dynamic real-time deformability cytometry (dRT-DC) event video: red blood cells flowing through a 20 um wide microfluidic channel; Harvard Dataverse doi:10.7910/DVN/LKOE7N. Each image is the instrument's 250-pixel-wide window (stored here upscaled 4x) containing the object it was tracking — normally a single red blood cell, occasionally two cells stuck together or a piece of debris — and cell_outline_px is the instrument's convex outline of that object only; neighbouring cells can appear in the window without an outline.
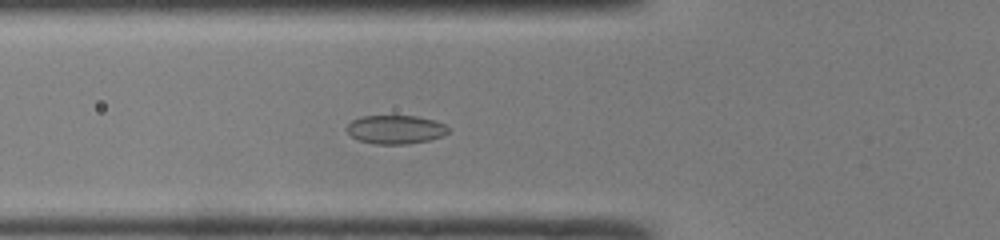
{"species": "common noctule bat (a hibernating species)", "species_latin": "Nyctalus noctula", "temperature_condition": "room temperature", "stored_images_in_passage": 33, "camera_frame_rate_fps": 3000, "um_per_image_px": 0.085, "animal": {"sex": "male", "body_mass_g": 19.0, "forearm_length_mm": 50.8}, "frame": {"image": 1, "passage_image": 2, "time_ms": 0.333, "image_size_px": [1000, 240], "cell_outline_px": [[448, 132], [440, 136], [428, 140], [408, 144], [376, 144], [360, 140], [352, 136], [344, 128], [352, 120], [360, 116], [416, 116], [432, 120], [444, 124], [448, 128]], "centroid_in_image_um": [33.57, 11.0], "position_along_channel_um": 92.2, "area_um2": 16.76}}
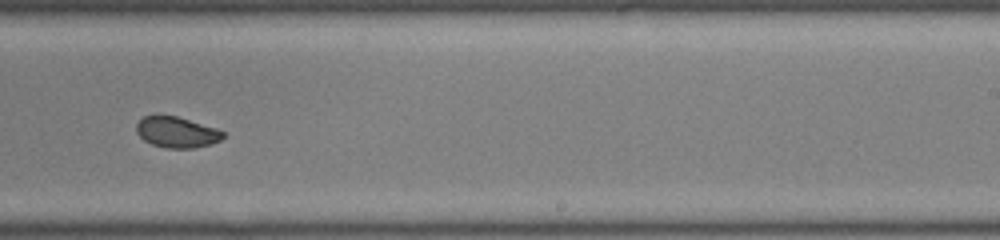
{"frame": {"image": 2, "passage_image": 15, "time_ms": 4.667, "image_size_px": [1000, 240], "cell_outline_px": [[224, 136], [220, 140], [212, 144], [192, 148], [164, 148], [152, 144], [144, 140], [136, 132], [136, 124], [144, 116], [156, 112], [176, 116], [216, 128], [224, 132]], "centroid_in_image_um": [14.97, 11.21], "position_along_channel_um": 274.0, "area_um2": 15.9}}
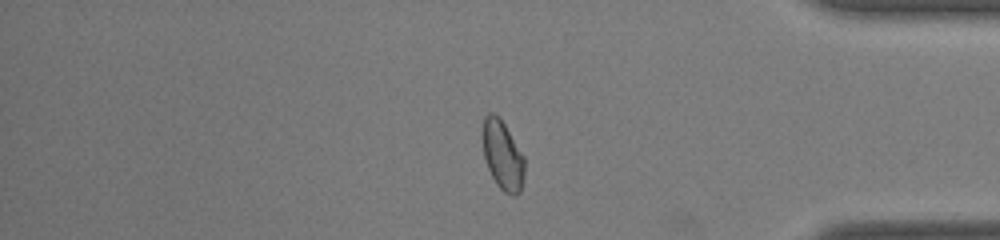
{"frame": {"image": 3, "passage_image": 25, "time_ms": 8.0, "image_size_px": [1000, 240], "cell_outline_px": [[524, 176], [520, 192], [516, 196], [512, 196], [504, 192], [496, 184], [488, 168], [484, 156], [480, 136], [480, 132], [484, 116], [488, 112], [492, 112], [504, 124], [524, 156]], "centroid_in_image_um": [42.68, 13.19], "position_along_channel_um": 392.5, "area_um2": 17.17}}